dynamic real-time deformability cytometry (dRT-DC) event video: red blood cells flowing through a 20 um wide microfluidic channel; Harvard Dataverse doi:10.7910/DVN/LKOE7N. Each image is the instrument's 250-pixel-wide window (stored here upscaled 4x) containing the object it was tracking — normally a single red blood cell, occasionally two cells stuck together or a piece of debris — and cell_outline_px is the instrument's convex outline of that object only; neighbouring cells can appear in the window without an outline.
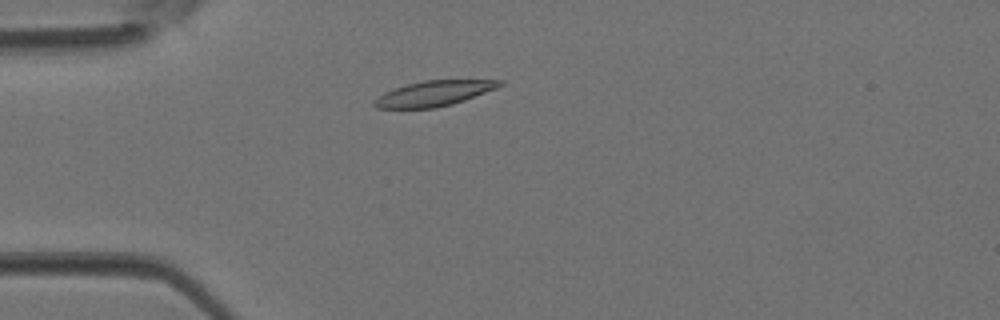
{"species": "Egyptian fruit bat (a non-hibernating species)", "species_latin": "Rousettus aegyptiacus", "temperature_condition": "room temperature", "stored_images_in_passage": 1, "camera_frame_rate_fps": 3000, "um_per_image_px": 0.085, "animal": {"sex": "female"}, "frame": {"image": 1, "passage_image": 1, "time_ms": 0.0, "image_size_px": [1000, 320], "cell_outline_px": [[504, 84], [496, 88], [464, 100], [452, 104], [436, 108], [376, 108], [372, 104], [384, 92], [408, 84], [424, 80], [504, 80]], "centroid_in_image_um": [36.9, 7.94], "position_along_channel_um": 48.1, "area_um2": 18.21}}